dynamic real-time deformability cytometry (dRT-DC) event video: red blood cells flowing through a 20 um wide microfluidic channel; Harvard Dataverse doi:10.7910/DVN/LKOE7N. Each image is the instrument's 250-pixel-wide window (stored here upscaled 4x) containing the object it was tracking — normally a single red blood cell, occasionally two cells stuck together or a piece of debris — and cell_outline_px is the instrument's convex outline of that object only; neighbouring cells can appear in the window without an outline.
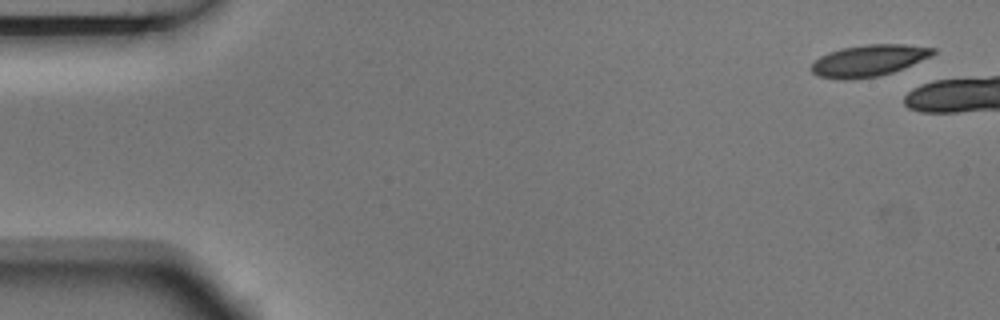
{"species": "Egyptian fruit bat (a non-hibernating species)", "species_latin": "Rousettus aegyptiacus", "temperature_condition": "room temperature", "stored_images_in_passage": 5, "camera_frame_rate_fps": 3000, "um_per_image_px": 0.085, "animal": {"sex": "male"}, "frame": {"image": 1, "passage_image": 1, "time_ms": 0.0, "image_size_px": [1000, 320], "cell_outline_px": [[936, 52], [932, 56], [904, 68], [880, 76], [848, 80], [840, 80], [816, 76], [808, 68], [820, 56], [828, 52], [840, 48], [868, 44], [904, 44], [936, 48]], "centroid_in_image_um": [73.82, 5.15], "position_along_channel_um": 11.2, "area_um2": 22.72}}